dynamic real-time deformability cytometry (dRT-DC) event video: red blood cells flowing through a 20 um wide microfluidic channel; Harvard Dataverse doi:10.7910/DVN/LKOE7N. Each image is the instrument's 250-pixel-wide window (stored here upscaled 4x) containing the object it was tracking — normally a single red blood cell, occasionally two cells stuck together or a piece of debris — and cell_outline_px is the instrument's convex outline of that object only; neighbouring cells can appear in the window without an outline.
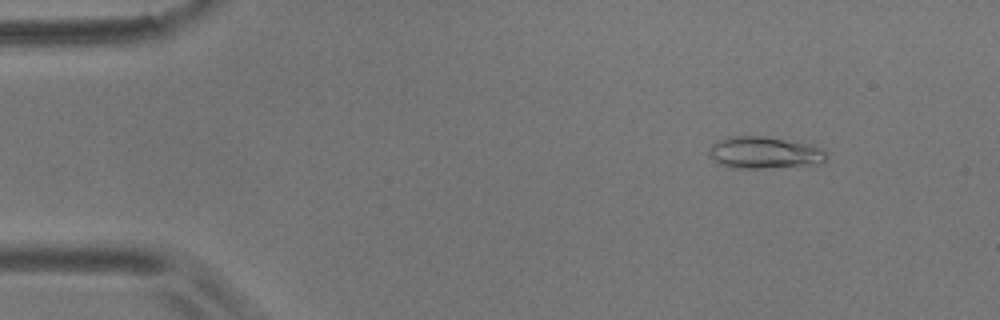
{"species": "common noctule bat (a hibernating species)", "species_latin": "Nyctalus noctula", "temperature_condition": "room temperature", "stored_images_in_passage": 56, "camera_frame_rate_fps": 3000, "um_per_image_px": 0.085, "animal": {"sex": "male", "body_mass_g": 17.9}, "frame": {"image": 1, "passage_image": 7, "time_ms": 2.0, "image_size_px": [1000, 320], "cell_outline_px": [[828, 156], [820, 164], [768, 168], [736, 168], [720, 164], [708, 152], [708, 148], [712, 144], [720, 140], [732, 136], [764, 136], [796, 140], [812, 144], [820, 148]], "centroid_in_image_um": [65.03, 12.96], "position_along_channel_um": 20.0, "area_um2": 21.96}}
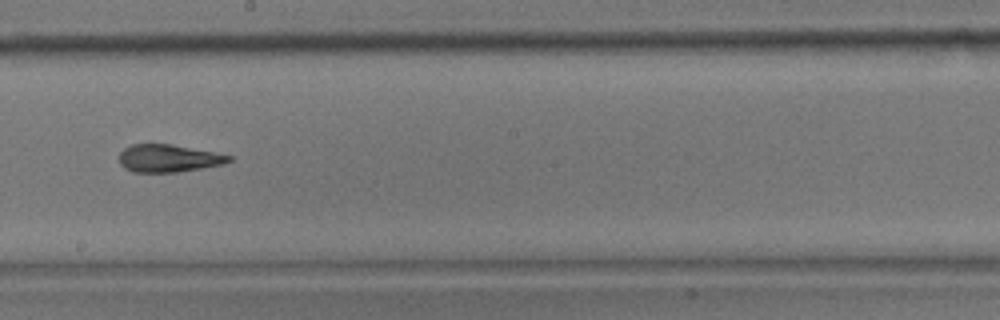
{"frame": {"image": 2, "passage_image": 32, "time_ms": 10.333, "image_size_px": [1000, 320], "cell_outline_px": [[232, 160], [224, 164], [176, 172], [132, 172], [124, 168], [120, 164], [120, 152], [124, 148], [132, 144], [172, 144], [216, 152], [232, 156]], "centroid_in_image_um": [14.32, 13.45], "position_along_channel_um": 233.9, "area_um2": 17.69}}
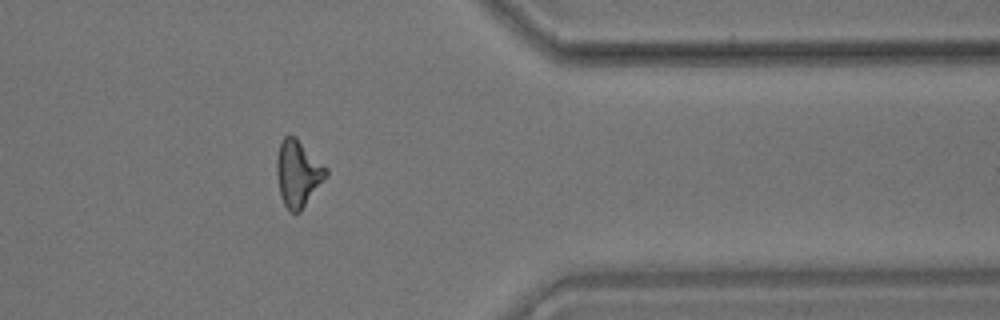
{"frame": {"image": 3, "passage_image": 46, "time_ms": 15.0, "image_size_px": [1000, 320], "cell_outline_px": [[328, 176], [300, 212], [292, 212], [284, 204], [280, 196], [276, 176], [276, 156], [280, 144], [284, 136], [288, 132], [296, 136], [328, 168]], "centroid_in_image_um": [25.33, 14.7], "position_along_channel_um": 386.1, "area_um2": 19.54}, "authors_computed_cell_mechanics": {"area_um2": 18.6983, "velocity_mm_per_s": 3.5816, "shape_relaxation_time_tau1_ms": null, "shape_relaxation_time_tau2_ms": 2.9663, "deformation_change_tau1": null, "deformation_change_tau2": 0.1211}}